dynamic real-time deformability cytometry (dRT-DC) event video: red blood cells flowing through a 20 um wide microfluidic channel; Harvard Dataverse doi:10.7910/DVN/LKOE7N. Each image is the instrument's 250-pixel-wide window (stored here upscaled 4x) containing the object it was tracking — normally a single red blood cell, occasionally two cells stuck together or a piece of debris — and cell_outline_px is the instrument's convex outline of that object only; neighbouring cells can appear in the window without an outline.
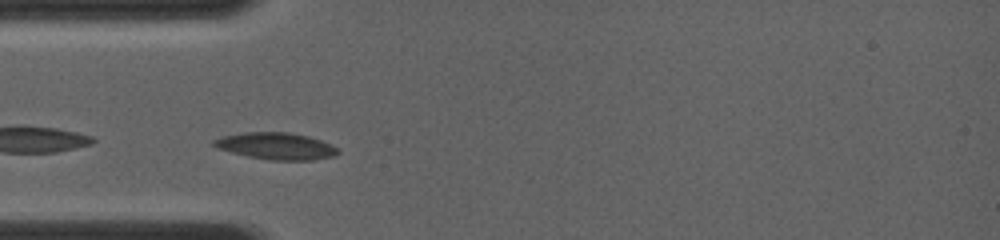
{"species": "common noctule bat (a hibernating species)", "species_latin": "Nyctalus noctula", "temperature_condition": "room temperature", "stored_images_in_passage": 5, "camera_frame_rate_fps": 4000, "um_per_image_px": 0.085, "animal": {"sex": "female", "body_mass_g": 19.0, "forearm_length_mm": 56.7}, "frame": {"image": 1, "passage_image": 1, "time_ms": 0.0, "image_size_px": [1000, 240], "cell_outline_px": [[340, 152], [336, 156], [312, 160], [272, 160], [248, 156], [216, 148], [212, 144], [212, 140], [224, 136], [244, 132], [288, 132], [308, 136], [320, 140], [336, 148]], "centroid_in_image_um": [23.46, 12.41], "position_along_channel_um": 61.5, "area_um2": 19.25}}
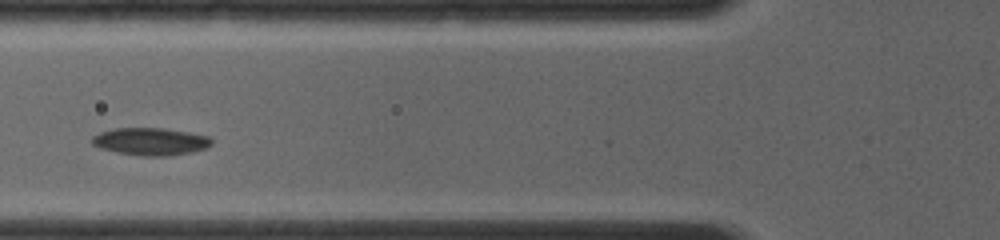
{"frame": {"image": 2, "passage_image": 3, "time_ms": 1.25, "image_size_px": [1000, 240], "cell_outline_px": [[212, 144], [208, 148], [192, 152], [168, 156], [144, 156], [116, 152], [100, 148], [92, 144], [92, 136], [100, 132], [112, 128], [164, 128], [188, 132], [208, 136], [212, 140]], "centroid_in_image_um": [12.8, 12.03], "position_along_channel_um": 113.0, "area_um2": 19.25}}
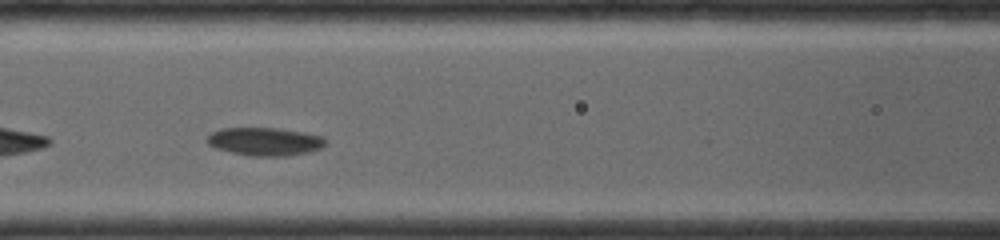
{"frame": {"image": 3, "passage_image": 4, "time_ms": 2.0, "image_size_px": [1000, 240], "cell_outline_px": [[328, 140], [320, 148], [308, 152], [288, 156], [252, 156], [232, 152], [216, 148], [208, 144], [208, 136], [212, 132], [224, 128], [280, 128], [304, 132], [324, 136]], "centroid_in_image_um": [22.56, 12.02], "position_along_channel_um": 144.0, "area_um2": 19.36}}